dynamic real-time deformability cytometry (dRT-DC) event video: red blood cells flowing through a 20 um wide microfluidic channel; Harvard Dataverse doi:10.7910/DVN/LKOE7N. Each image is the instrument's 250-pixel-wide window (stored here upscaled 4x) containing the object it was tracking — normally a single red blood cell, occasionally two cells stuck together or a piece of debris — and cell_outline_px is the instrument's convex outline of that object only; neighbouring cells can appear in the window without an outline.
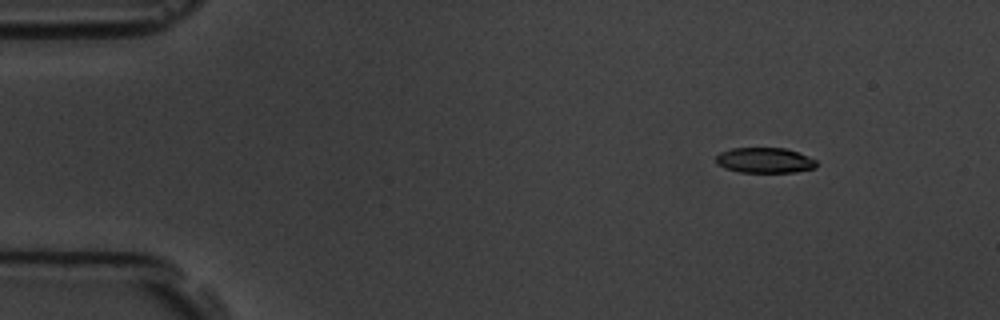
{"species": "common noctule bat (a hibernating species)", "species_latin": "Nyctalus noctula", "temperature_condition": "room temperature", "stored_images_in_passage": 5, "camera_frame_rate_fps": 3000, "um_per_image_px": 0.085, "animal": {"sex": "male", "body_mass_g": 19.5, "forearm_length_mm": 54.6}, "frame": {"image": 1, "passage_image": 2, "time_ms": 1.333, "image_size_px": [1000, 320], "cell_outline_px": [[816, 168], [796, 172], [740, 172], [724, 168], [716, 164], [716, 156], [720, 152], [732, 148], [784, 148], [796, 152], [816, 160]], "centroid_in_image_um": [64.97, 13.63], "position_along_channel_um": 20.0, "area_um2": 14.8}}
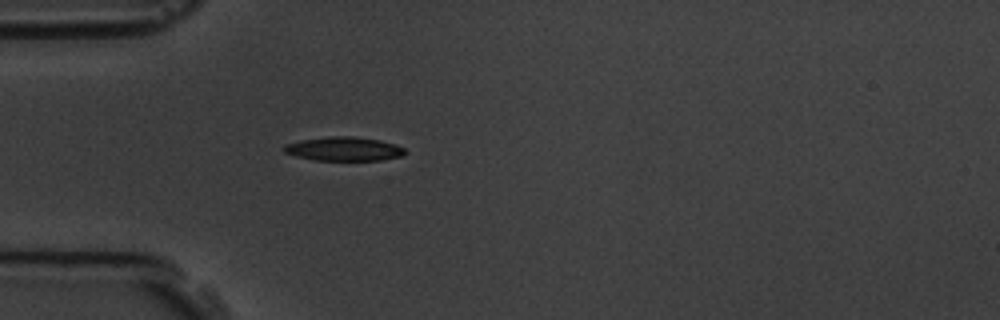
{"frame": {"image": 2, "passage_image": 5, "time_ms": 4.667, "image_size_px": [1000, 320], "cell_outline_px": [[408, 152], [404, 156], [380, 160], [312, 160], [296, 156], [284, 152], [284, 144], [300, 140], [328, 136], [352, 136], [380, 140], [396, 144], [404, 148]], "centroid_in_image_um": [29.26, 12.65], "position_along_channel_um": 55.7, "area_um2": 17.05}}